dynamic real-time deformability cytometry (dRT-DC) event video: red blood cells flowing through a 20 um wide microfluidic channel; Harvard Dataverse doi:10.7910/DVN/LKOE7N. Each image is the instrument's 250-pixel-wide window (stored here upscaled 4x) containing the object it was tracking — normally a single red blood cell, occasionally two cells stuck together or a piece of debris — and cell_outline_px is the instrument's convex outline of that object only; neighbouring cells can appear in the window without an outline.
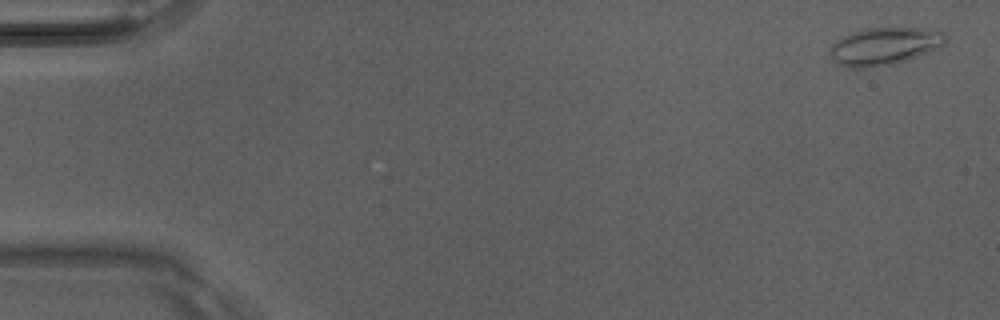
{"species": "Egyptian fruit bat (a non-hibernating species)", "species_latin": "Rousettus aegyptiacus", "temperature_condition": "room temperature", "stored_images_in_passage": 4, "camera_frame_rate_fps": 3000, "um_per_image_px": 0.085, "animal": {"sex": "male"}, "frame": {"image": 1, "passage_image": 1, "time_ms": 0.0, "image_size_px": [1000, 320], "cell_outline_px": [[948, 40], [944, 44], [928, 52], [908, 60], [892, 64], [864, 68], [848, 68], [840, 64], [832, 56], [832, 44], [844, 36], [868, 28], [936, 28], [944, 32], [948, 36]], "centroid_in_image_um": [75.28, 3.91], "position_along_channel_um": 9.7, "area_um2": 25.03}}